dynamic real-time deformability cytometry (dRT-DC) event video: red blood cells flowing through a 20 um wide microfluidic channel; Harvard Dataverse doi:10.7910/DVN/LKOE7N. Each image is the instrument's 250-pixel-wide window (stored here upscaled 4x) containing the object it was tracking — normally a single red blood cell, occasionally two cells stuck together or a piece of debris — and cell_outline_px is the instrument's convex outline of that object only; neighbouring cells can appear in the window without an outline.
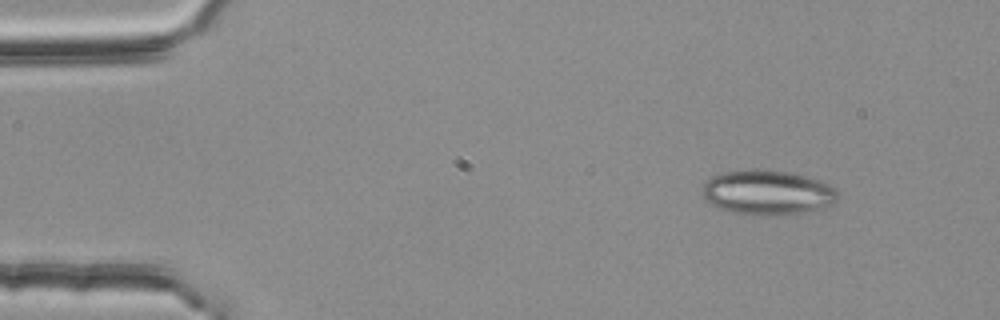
{"species": "common noctule bat (a hibernating species)", "species_latin": "Nyctalus noctula", "temperature_condition": "room temperature", "stored_images_in_passage": 2, "camera_frame_rate_fps": 3000, "um_per_image_px": 0.085, "animal": {"sex": "female", "body_mass_g": 25.1}, "frame": {"image": 1, "passage_image": 1, "time_ms": 0.0, "image_size_px": [1000, 320], "cell_outline_px": [[840, 196], [832, 204], [824, 208], [800, 212], [764, 216], [732, 212], [708, 204], [704, 200], [704, 184], [712, 176], [724, 172], [748, 168], [752, 168], [792, 172], [820, 180], [836, 188]], "centroid_in_image_um": [65.25, 16.34], "position_along_channel_um": 19.7, "area_um2": 35.55}}